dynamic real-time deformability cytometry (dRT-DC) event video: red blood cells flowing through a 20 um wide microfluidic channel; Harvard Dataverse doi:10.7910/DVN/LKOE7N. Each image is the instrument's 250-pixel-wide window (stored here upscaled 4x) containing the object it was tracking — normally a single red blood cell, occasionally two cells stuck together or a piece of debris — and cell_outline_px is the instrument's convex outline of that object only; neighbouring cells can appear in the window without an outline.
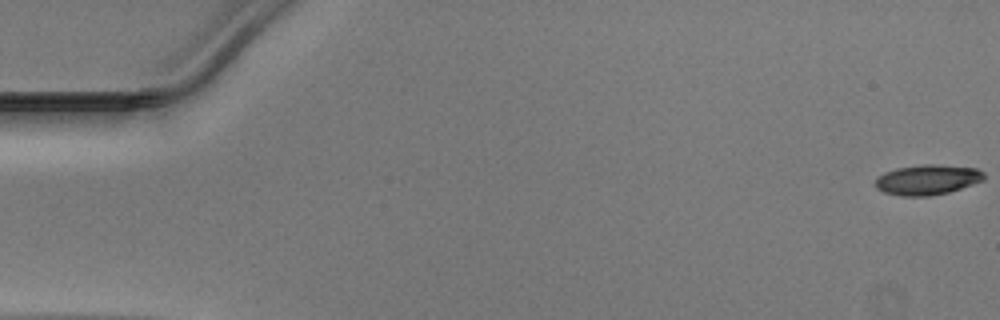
{"species": "Egyptian fruit bat (a non-hibernating species)", "species_latin": "Rousettus aegyptiacus", "temperature_condition": "warm", "stored_images_in_passage": 50, "camera_frame_rate_fps": 3000, "um_per_image_px": 0.085, "animal": {"sex": "male"}, "frame": {"image": 1, "passage_image": 1, "time_ms": 0.0, "image_size_px": [1000, 320], "cell_outline_px": [[984, 180], [948, 192], [928, 196], [900, 196], [884, 192], [876, 188], [876, 180], [884, 172], [896, 168], [924, 164], [940, 164], [976, 168], [984, 172]], "centroid_in_image_um": [78.83, 15.27], "position_along_channel_um": 6.2, "area_um2": 19.02}}
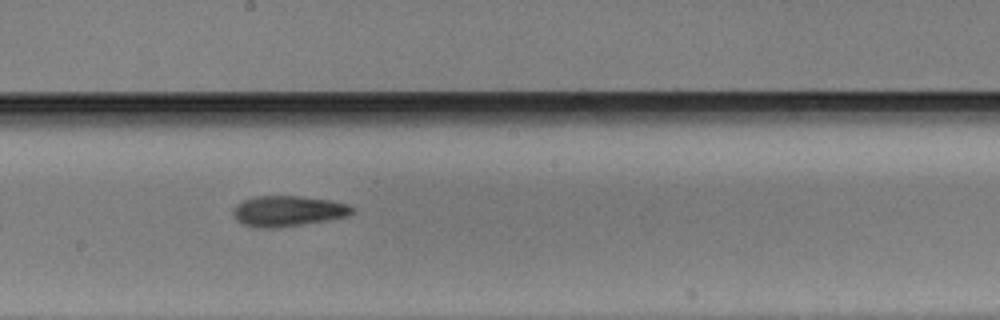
{"frame": {"image": 2, "passage_image": 28, "time_ms": 9.0, "image_size_px": [1000, 320], "cell_outline_px": [[356, 212], [348, 216], [328, 220], [280, 228], [256, 228], [240, 224], [232, 216], [232, 212], [236, 204], [244, 200], [256, 196], [300, 196], [328, 200], [352, 204], [356, 208]], "centroid_in_image_um": [24.49, 17.95], "position_along_channel_um": 223.7, "area_um2": 21.73}}
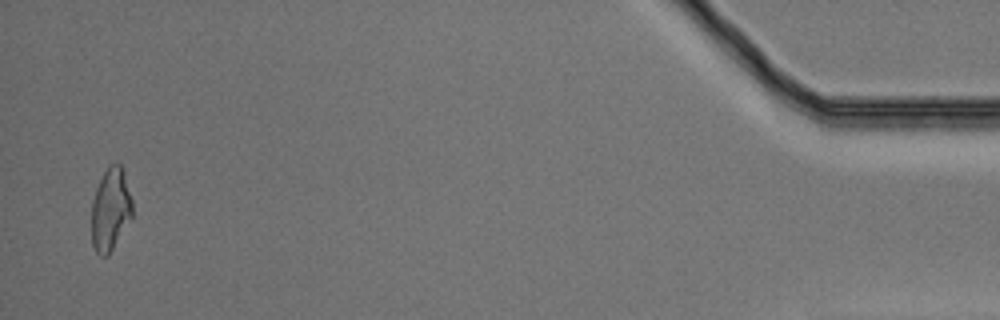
{"frame": {"image": 3, "passage_image": 49, "time_ms": 16.0, "image_size_px": [1000, 320], "cell_outline_px": [[132, 216], [108, 256], [100, 256], [96, 252], [92, 244], [92, 200], [96, 188], [104, 172], [116, 160], [120, 164], [124, 172], [132, 200]], "centroid_in_image_um": [9.39, 17.8], "position_along_channel_um": 425.8, "area_um2": 19.54}}